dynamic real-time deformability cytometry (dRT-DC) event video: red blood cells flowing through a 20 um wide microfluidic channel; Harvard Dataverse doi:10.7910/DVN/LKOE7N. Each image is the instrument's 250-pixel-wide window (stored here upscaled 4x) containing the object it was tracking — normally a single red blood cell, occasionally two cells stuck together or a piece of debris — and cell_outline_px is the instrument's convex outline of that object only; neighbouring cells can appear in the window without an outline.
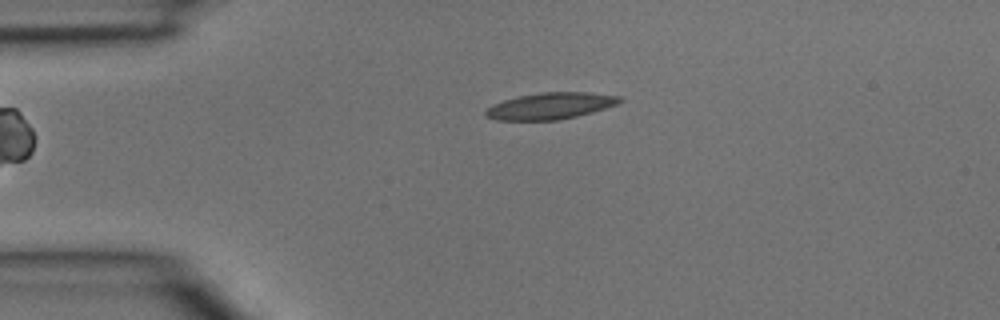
{"species": "common noctule bat (a hibernating species)", "species_latin": "Nyctalus noctula", "temperature_condition": "room temperature", "stored_images_in_passage": 5, "camera_frame_rate_fps": 3000, "um_per_image_px": 0.085, "animal": {"sex": "male", "body_mass_g": 15.6}, "frame": {"image": 1, "passage_image": 5, "time_ms": 1.333, "image_size_px": [1000, 320], "cell_outline_px": [[624, 100], [616, 104], [592, 112], [576, 116], [556, 120], [496, 120], [484, 116], [484, 112], [492, 104], [504, 100], [520, 96], [544, 92], [588, 92], [620, 96]], "centroid_in_image_um": [46.77, 9.0], "position_along_channel_um": 38.2, "area_um2": 20.58}}